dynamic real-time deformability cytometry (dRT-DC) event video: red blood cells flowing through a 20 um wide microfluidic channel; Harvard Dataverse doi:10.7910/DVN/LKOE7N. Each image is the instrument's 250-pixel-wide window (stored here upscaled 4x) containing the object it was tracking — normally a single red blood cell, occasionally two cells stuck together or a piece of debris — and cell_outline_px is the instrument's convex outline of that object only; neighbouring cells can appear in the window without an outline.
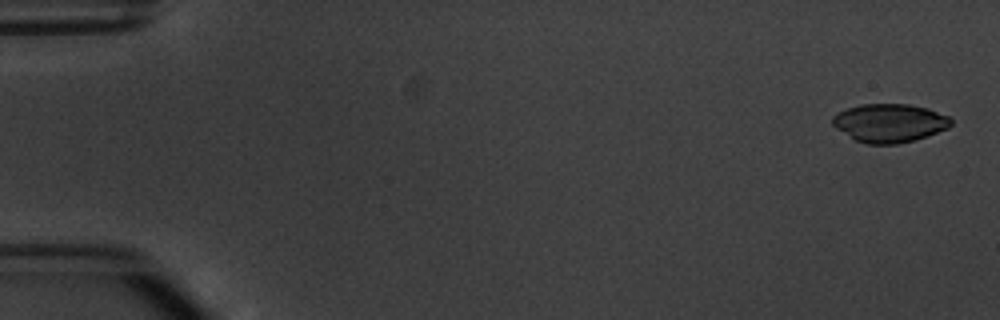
{"species": "common noctule bat (a hibernating species)", "species_latin": "Nyctalus noctula", "temperature_condition": "warm", "stored_images_in_passage": 4, "camera_frame_rate_fps": 3000, "um_per_image_px": 0.085, "animal": {"sex": "male", "body_mass_g": 20.1, "forearm_length_mm": 53.5}, "frame": {"image": 1, "passage_image": 1, "time_ms": 0.0, "image_size_px": [1000, 320], "cell_outline_px": [[952, 124], [948, 128], [916, 140], [896, 144], [868, 144], [856, 140], [836, 128], [832, 124], [832, 116], [848, 108], [860, 104], [908, 104], [928, 108], [948, 116], [952, 120]], "centroid_in_image_um": [75.62, 10.45], "position_along_channel_um": 9.4, "area_um2": 26.47}}